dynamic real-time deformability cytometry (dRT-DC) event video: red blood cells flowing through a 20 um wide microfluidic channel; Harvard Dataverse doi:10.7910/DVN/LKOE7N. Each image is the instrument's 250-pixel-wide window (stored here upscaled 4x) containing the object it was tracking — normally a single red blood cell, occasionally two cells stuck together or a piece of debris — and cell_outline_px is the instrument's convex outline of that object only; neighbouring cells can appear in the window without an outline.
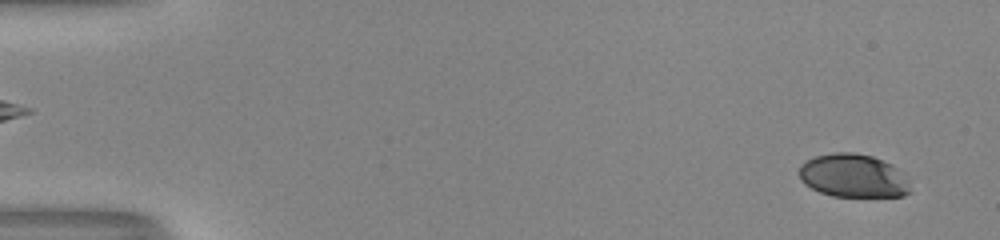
{"species": "human", "species_latin": "Homo sapiens", "temperature_condition": "room temperature", "stored_images_in_passage": 53, "camera_frame_rate_fps": 3000, "um_per_image_px": 0.085, "donor": {"sex": "male"}, "frame": {"image": 1, "passage_image": 3, "time_ms": 0.667, "image_size_px": [1000, 240], "cell_outline_px": [[908, 192], [904, 196], [832, 196], [820, 192], [804, 184], [800, 180], [800, 168], [808, 160], [816, 156], [832, 152], [852, 152], [872, 156], [892, 164], [908, 180]], "centroid_in_image_um": [72.51, 14.94], "position_along_channel_um": 12.5, "area_um2": 27.74}}
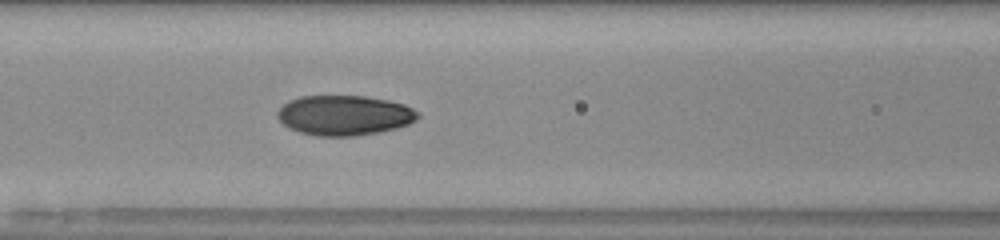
{"frame": {"image": 2, "passage_image": 24, "time_ms": 7.667, "image_size_px": [1000, 240], "cell_outline_px": [[420, 116], [416, 120], [408, 124], [396, 128], [380, 132], [356, 136], [320, 136], [300, 132], [288, 128], [276, 116], [276, 112], [288, 100], [300, 96], [364, 96], [388, 100], [404, 104], [420, 112]], "centroid_in_image_um": [29.28, 9.8], "position_along_channel_um": 137.3, "area_um2": 32.89}}
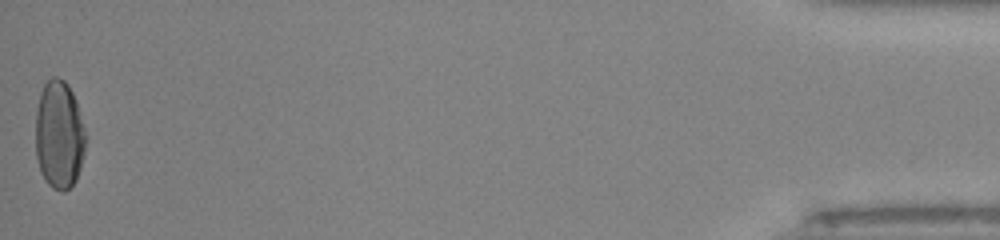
{"frame": {"image": 3, "passage_image": 53, "time_ms": 17.333, "image_size_px": [1000, 240], "cell_outline_px": [[88, 136], [80, 168], [76, 180], [64, 192], [60, 192], [52, 188], [44, 180], [40, 172], [36, 156], [36, 112], [40, 92], [44, 84], [52, 76], [56, 76], [64, 80], [68, 84], [76, 100]], "centroid_in_image_um": [5.04, 11.46], "position_along_channel_um": 430.2, "area_um2": 32.19}, "authors_computed_cell_mechanics": {"area_um2": 31.5588, "velocity_mm_per_s": 4.0204, "shape_relaxation_time_tau1_ms": 6.8595, "shape_relaxation_time_tau2_ms": 1.1565, "deformation_change_tau1": 0.218, "deformation_change_tau2": 0.0437}}